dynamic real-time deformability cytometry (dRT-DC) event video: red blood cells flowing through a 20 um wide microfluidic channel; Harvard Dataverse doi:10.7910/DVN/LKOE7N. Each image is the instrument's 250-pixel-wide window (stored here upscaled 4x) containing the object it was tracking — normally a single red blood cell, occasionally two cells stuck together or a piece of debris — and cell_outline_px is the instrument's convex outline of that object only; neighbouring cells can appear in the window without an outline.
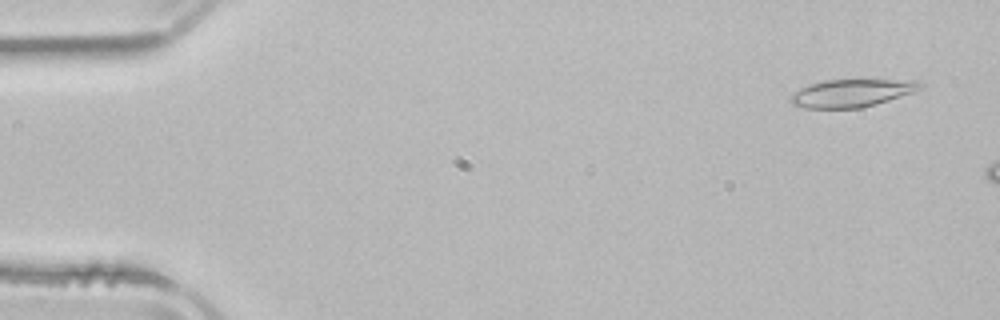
{"species": "common noctule bat (a hibernating species)", "species_latin": "Nyctalus noctula", "temperature_condition": "room temperature", "stored_images_in_passage": 13, "camera_frame_rate_fps": 3000, "um_per_image_px": 0.085, "animal": {"sex": "male", "body_mass_g": 21.5, "forearm_length_mm": 52.0}, "frame": {"image": 1, "passage_image": 3, "time_ms": 0.667, "image_size_px": [1000, 320], "cell_outline_px": [[924, 88], [876, 104], [860, 108], [804, 108], [792, 104], [788, 100], [788, 96], [800, 88], [808, 84], [824, 80], [920, 80], [924, 84]], "centroid_in_image_um": [72.37, 7.91], "position_along_channel_um": 12.6, "area_um2": 21.1}}